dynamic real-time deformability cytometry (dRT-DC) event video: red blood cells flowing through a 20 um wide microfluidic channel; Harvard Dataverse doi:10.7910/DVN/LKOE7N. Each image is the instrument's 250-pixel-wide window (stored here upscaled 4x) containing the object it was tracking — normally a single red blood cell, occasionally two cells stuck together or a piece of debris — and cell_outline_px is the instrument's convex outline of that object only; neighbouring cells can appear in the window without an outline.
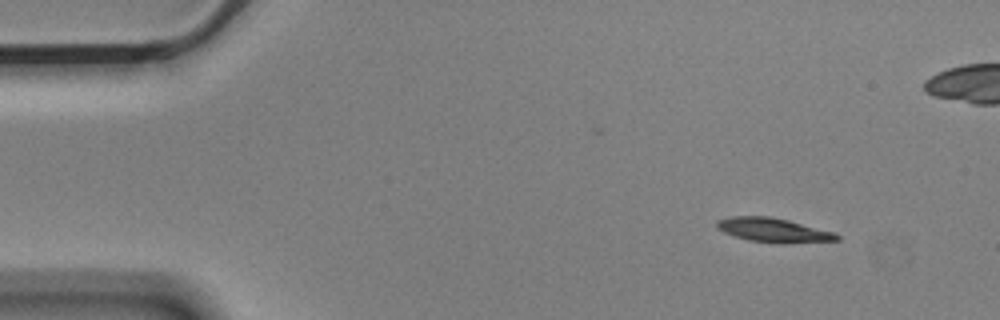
{"species": "Egyptian fruit bat (a non-hibernating species)", "species_latin": "Rousettus aegyptiacus", "temperature_condition": "cold", "stored_images_in_passage": 4, "camera_frame_rate_fps": 3000, "um_per_image_px": 0.085, "animal": {"sex": "male"}, "frame": {"image": 1, "passage_image": 1, "time_ms": 0.0, "image_size_px": [1000, 320], "cell_outline_px": [[840, 240], [784, 244], [780, 244], [748, 240], [724, 232], [716, 228], [716, 220], [732, 216], [772, 216], [836, 232], [840, 236]], "centroid_in_image_um": [65.77, 19.56], "position_along_channel_um": 19.2, "area_um2": 17.17}}